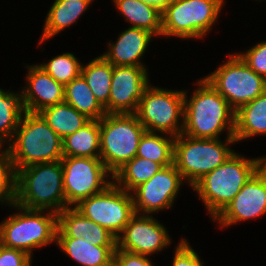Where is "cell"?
Segmentation results:
<instances>
[{
  "instance_id": "31",
  "label": "cell",
  "mask_w": 266,
  "mask_h": 266,
  "mask_svg": "<svg viewBox=\"0 0 266 266\" xmlns=\"http://www.w3.org/2000/svg\"><path fill=\"white\" fill-rule=\"evenodd\" d=\"M38 66L65 87L81 74L82 63L78 61L73 53L67 52Z\"/></svg>"
},
{
  "instance_id": "32",
  "label": "cell",
  "mask_w": 266,
  "mask_h": 266,
  "mask_svg": "<svg viewBox=\"0 0 266 266\" xmlns=\"http://www.w3.org/2000/svg\"><path fill=\"white\" fill-rule=\"evenodd\" d=\"M0 147V203L10 205L15 199L16 172L7 148ZM8 203V204H7Z\"/></svg>"
},
{
  "instance_id": "8",
  "label": "cell",
  "mask_w": 266,
  "mask_h": 266,
  "mask_svg": "<svg viewBox=\"0 0 266 266\" xmlns=\"http://www.w3.org/2000/svg\"><path fill=\"white\" fill-rule=\"evenodd\" d=\"M225 0H173L162 11V37L201 39L213 28ZM212 27V28H211Z\"/></svg>"
},
{
  "instance_id": "21",
  "label": "cell",
  "mask_w": 266,
  "mask_h": 266,
  "mask_svg": "<svg viewBox=\"0 0 266 266\" xmlns=\"http://www.w3.org/2000/svg\"><path fill=\"white\" fill-rule=\"evenodd\" d=\"M94 0H55L47 13L39 46L66 27L77 23Z\"/></svg>"
},
{
  "instance_id": "29",
  "label": "cell",
  "mask_w": 266,
  "mask_h": 266,
  "mask_svg": "<svg viewBox=\"0 0 266 266\" xmlns=\"http://www.w3.org/2000/svg\"><path fill=\"white\" fill-rule=\"evenodd\" d=\"M25 112L21 91L15 94L0 88V147L13 139Z\"/></svg>"
},
{
  "instance_id": "10",
  "label": "cell",
  "mask_w": 266,
  "mask_h": 266,
  "mask_svg": "<svg viewBox=\"0 0 266 266\" xmlns=\"http://www.w3.org/2000/svg\"><path fill=\"white\" fill-rule=\"evenodd\" d=\"M236 111L266 91V79L253 71L237 54L204 77Z\"/></svg>"
},
{
  "instance_id": "27",
  "label": "cell",
  "mask_w": 266,
  "mask_h": 266,
  "mask_svg": "<svg viewBox=\"0 0 266 266\" xmlns=\"http://www.w3.org/2000/svg\"><path fill=\"white\" fill-rule=\"evenodd\" d=\"M161 168L162 166L157 162L135 156L113 174L112 181L119 188L132 192L139 185L150 180Z\"/></svg>"
},
{
  "instance_id": "14",
  "label": "cell",
  "mask_w": 266,
  "mask_h": 266,
  "mask_svg": "<svg viewBox=\"0 0 266 266\" xmlns=\"http://www.w3.org/2000/svg\"><path fill=\"white\" fill-rule=\"evenodd\" d=\"M146 66H113L106 114L136 113L150 86Z\"/></svg>"
},
{
  "instance_id": "26",
  "label": "cell",
  "mask_w": 266,
  "mask_h": 266,
  "mask_svg": "<svg viewBox=\"0 0 266 266\" xmlns=\"http://www.w3.org/2000/svg\"><path fill=\"white\" fill-rule=\"evenodd\" d=\"M39 114L62 140L90 121L89 118L65 101L47 107L40 111Z\"/></svg>"
},
{
  "instance_id": "34",
  "label": "cell",
  "mask_w": 266,
  "mask_h": 266,
  "mask_svg": "<svg viewBox=\"0 0 266 266\" xmlns=\"http://www.w3.org/2000/svg\"><path fill=\"white\" fill-rule=\"evenodd\" d=\"M175 249L172 266H204V262L192 249L186 238H182Z\"/></svg>"
},
{
  "instance_id": "30",
  "label": "cell",
  "mask_w": 266,
  "mask_h": 266,
  "mask_svg": "<svg viewBox=\"0 0 266 266\" xmlns=\"http://www.w3.org/2000/svg\"><path fill=\"white\" fill-rule=\"evenodd\" d=\"M168 135L162 136L156 132L146 131L140 139L136 156L150 159L162 167L173 164L175 137Z\"/></svg>"
},
{
  "instance_id": "12",
  "label": "cell",
  "mask_w": 266,
  "mask_h": 266,
  "mask_svg": "<svg viewBox=\"0 0 266 266\" xmlns=\"http://www.w3.org/2000/svg\"><path fill=\"white\" fill-rule=\"evenodd\" d=\"M61 164L66 208L103 192L113 183L108 180L113 175L100 158L63 157Z\"/></svg>"
},
{
  "instance_id": "28",
  "label": "cell",
  "mask_w": 266,
  "mask_h": 266,
  "mask_svg": "<svg viewBox=\"0 0 266 266\" xmlns=\"http://www.w3.org/2000/svg\"><path fill=\"white\" fill-rule=\"evenodd\" d=\"M112 73L113 65L102 55L82 65L81 68V75L104 108L109 102Z\"/></svg>"
},
{
  "instance_id": "22",
  "label": "cell",
  "mask_w": 266,
  "mask_h": 266,
  "mask_svg": "<svg viewBox=\"0 0 266 266\" xmlns=\"http://www.w3.org/2000/svg\"><path fill=\"white\" fill-rule=\"evenodd\" d=\"M266 135V91L235 111L236 141Z\"/></svg>"
},
{
  "instance_id": "13",
  "label": "cell",
  "mask_w": 266,
  "mask_h": 266,
  "mask_svg": "<svg viewBox=\"0 0 266 266\" xmlns=\"http://www.w3.org/2000/svg\"><path fill=\"white\" fill-rule=\"evenodd\" d=\"M183 181L174 163L162 167L150 180L131 192L135 214L150 215L171 208Z\"/></svg>"
},
{
  "instance_id": "23",
  "label": "cell",
  "mask_w": 266,
  "mask_h": 266,
  "mask_svg": "<svg viewBox=\"0 0 266 266\" xmlns=\"http://www.w3.org/2000/svg\"><path fill=\"white\" fill-rule=\"evenodd\" d=\"M117 11L132 25L149 31L155 37L162 36V12L140 0H113Z\"/></svg>"
},
{
  "instance_id": "16",
  "label": "cell",
  "mask_w": 266,
  "mask_h": 266,
  "mask_svg": "<svg viewBox=\"0 0 266 266\" xmlns=\"http://www.w3.org/2000/svg\"><path fill=\"white\" fill-rule=\"evenodd\" d=\"M164 225L152 215L135 214L117 237V249L151 256L171 243Z\"/></svg>"
},
{
  "instance_id": "15",
  "label": "cell",
  "mask_w": 266,
  "mask_h": 266,
  "mask_svg": "<svg viewBox=\"0 0 266 266\" xmlns=\"http://www.w3.org/2000/svg\"><path fill=\"white\" fill-rule=\"evenodd\" d=\"M264 214H266V163L213 220L219 222L221 228H227Z\"/></svg>"
},
{
  "instance_id": "20",
  "label": "cell",
  "mask_w": 266,
  "mask_h": 266,
  "mask_svg": "<svg viewBox=\"0 0 266 266\" xmlns=\"http://www.w3.org/2000/svg\"><path fill=\"white\" fill-rule=\"evenodd\" d=\"M55 243L65 254L82 266H113L114 251L117 246H96L82 237L70 238L58 227Z\"/></svg>"
},
{
  "instance_id": "1",
  "label": "cell",
  "mask_w": 266,
  "mask_h": 266,
  "mask_svg": "<svg viewBox=\"0 0 266 266\" xmlns=\"http://www.w3.org/2000/svg\"><path fill=\"white\" fill-rule=\"evenodd\" d=\"M197 84L198 88L189 99L187 91H184L182 134L193 138L217 139L227 130L226 136L234 137L235 110L204 77Z\"/></svg>"
},
{
  "instance_id": "5",
  "label": "cell",
  "mask_w": 266,
  "mask_h": 266,
  "mask_svg": "<svg viewBox=\"0 0 266 266\" xmlns=\"http://www.w3.org/2000/svg\"><path fill=\"white\" fill-rule=\"evenodd\" d=\"M9 206L19 212L0 223V243L3 246L22 250L32 257L36 248L56 242L57 213L27 209L14 202Z\"/></svg>"
},
{
  "instance_id": "19",
  "label": "cell",
  "mask_w": 266,
  "mask_h": 266,
  "mask_svg": "<svg viewBox=\"0 0 266 266\" xmlns=\"http://www.w3.org/2000/svg\"><path fill=\"white\" fill-rule=\"evenodd\" d=\"M57 227L70 238L82 237L96 246H117V238L113 234L74 207H67L57 214Z\"/></svg>"
},
{
  "instance_id": "11",
  "label": "cell",
  "mask_w": 266,
  "mask_h": 266,
  "mask_svg": "<svg viewBox=\"0 0 266 266\" xmlns=\"http://www.w3.org/2000/svg\"><path fill=\"white\" fill-rule=\"evenodd\" d=\"M74 208L116 238L135 215L132 193L114 183L103 192L81 200Z\"/></svg>"
},
{
  "instance_id": "33",
  "label": "cell",
  "mask_w": 266,
  "mask_h": 266,
  "mask_svg": "<svg viewBox=\"0 0 266 266\" xmlns=\"http://www.w3.org/2000/svg\"><path fill=\"white\" fill-rule=\"evenodd\" d=\"M253 71L266 79V41L237 54Z\"/></svg>"
},
{
  "instance_id": "9",
  "label": "cell",
  "mask_w": 266,
  "mask_h": 266,
  "mask_svg": "<svg viewBox=\"0 0 266 266\" xmlns=\"http://www.w3.org/2000/svg\"><path fill=\"white\" fill-rule=\"evenodd\" d=\"M184 96V90H168L150 85L139 101L135 114L147 132L177 137L183 133Z\"/></svg>"
},
{
  "instance_id": "3",
  "label": "cell",
  "mask_w": 266,
  "mask_h": 266,
  "mask_svg": "<svg viewBox=\"0 0 266 266\" xmlns=\"http://www.w3.org/2000/svg\"><path fill=\"white\" fill-rule=\"evenodd\" d=\"M14 203L27 209L59 213L66 208L61 160L16 171Z\"/></svg>"
},
{
  "instance_id": "2",
  "label": "cell",
  "mask_w": 266,
  "mask_h": 266,
  "mask_svg": "<svg viewBox=\"0 0 266 266\" xmlns=\"http://www.w3.org/2000/svg\"><path fill=\"white\" fill-rule=\"evenodd\" d=\"M265 163L266 156L246 159L235 152L221 166L204 175L192 186L212 220Z\"/></svg>"
},
{
  "instance_id": "25",
  "label": "cell",
  "mask_w": 266,
  "mask_h": 266,
  "mask_svg": "<svg viewBox=\"0 0 266 266\" xmlns=\"http://www.w3.org/2000/svg\"><path fill=\"white\" fill-rule=\"evenodd\" d=\"M64 101L90 120H100L106 115L105 108L95 98L81 74L65 86Z\"/></svg>"
},
{
  "instance_id": "37",
  "label": "cell",
  "mask_w": 266,
  "mask_h": 266,
  "mask_svg": "<svg viewBox=\"0 0 266 266\" xmlns=\"http://www.w3.org/2000/svg\"><path fill=\"white\" fill-rule=\"evenodd\" d=\"M144 2L145 4L151 5L153 7H156L159 11H163L168 4L173 0H140Z\"/></svg>"
},
{
  "instance_id": "24",
  "label": "cell",
  "mask_w": 266,
  "mask_h": 266,
  "mask_svg": "<svg viewBox=\"0 0 266 266\" xmlns=\"http://www.w3.org/2000/svg\"><path fill=\"white\" fill-rule=\"evenodd\" d=\"M63 157L100 158V120H90L62 140Z\"/></svg>"
},
{
  "instance_id": "17",
  "label": "cell",
  "mask_w": 266,
  "mask_h": 266,
  "mask_svg": "<svg viewBox=\"0 0 266 266\" xmlns=\"http://www.w3.org/2000/svg\"><path fill=\"white\" fill-rule=\"evenodd\" d=\"M27 84L22 97L26 112L39 113L43 109L64 102V86L36 65H26Z\"/></svg>"
},
{
  "instance_id": "18",
  "label": "cell",
  "mask_w": 266,
  "mask_h": 266,
  "mask_svg": "<svg viewBox=\"0 0 266 266\" xmlns=\"http://www.w3.org/2000/svg\"><path fill=\"white\" fill-rule=\"evenodd\" d=\"M154 35L147 30L129 27L121 32L117 41L109 44L102 56L113 66H145L141 57Z\"/></svg>"
},
{
  "instance_id": "36",
  "label": "cell",
  "mask_w": 266,
  "mask_h": 266,
  "mask_svg": "<svg viewBox=\"0 0 266 266\" xmlns=\"http://www.w3.org/2000/svg\"><path fill=\"white\" fill-rule=\"evenodd\" d=\"M149 259L146 255L134 254L116 248L113 266H154Z\"/></svg>"
},
{
  "instance_id": "6",
  "label": "cell",
  "mask_w": 266,
  "mask_h": 266,
  "mask_svg": "<svg viewBox=\"0 0 266 266\" xmlns=\"http://www.w3.org/2000/svg\"><path fill=\"white\" fill-rule=\"evenodd\" d=\"M225 140L224 143L219 138H193L184 134L175 137L174 164L191 187L235 153L229 148L237 142L235 137Z\"/></svg>"
},
{
  "instance_id": "4",
  "label": "cell",
  "mask_w": 266,
  "mask_h": 266,
  "mask_svg": "<svg viewBox=\"0 0 266 266\" xmlns=\"http://www.w3.org/2000/svg\"><path fill=\"white\" fill-rule=\"evenodd\" d=\"M7 146L15 172L29 165L63 158L61 137L39 113H24Z\"/></svg>"
},
{
  "instance_id": "35",
  "label": "cell",
  "mask_w": 266,
  "mask_h": 266,
  "mask_svg": "<svg viewBox=\"0 0 266 266\" xmlns=\"http://www.w3.org/2000/svg\"><path fill=\"white\" fill-rule=\"evenodd\" d=\"M31 262L32 258L26 252L0 243V266H32Z\"/></svg>"
},
{
  "instance_id": "7",
  "label": "cell",
  "mask_w": 266,
  "mask_h": 266,
  "mask_svg": "<svg viewBox=\"0 0 266 266\" xmlns=\"http://www.w3.org/2000/svg\"><path fill=\"white\" fill-rule=\"evenodd\" d=\"M145 132L135 113L106 114L100 119V159L111 175L137 155Z\"/></svg>"
}]
</instances>
